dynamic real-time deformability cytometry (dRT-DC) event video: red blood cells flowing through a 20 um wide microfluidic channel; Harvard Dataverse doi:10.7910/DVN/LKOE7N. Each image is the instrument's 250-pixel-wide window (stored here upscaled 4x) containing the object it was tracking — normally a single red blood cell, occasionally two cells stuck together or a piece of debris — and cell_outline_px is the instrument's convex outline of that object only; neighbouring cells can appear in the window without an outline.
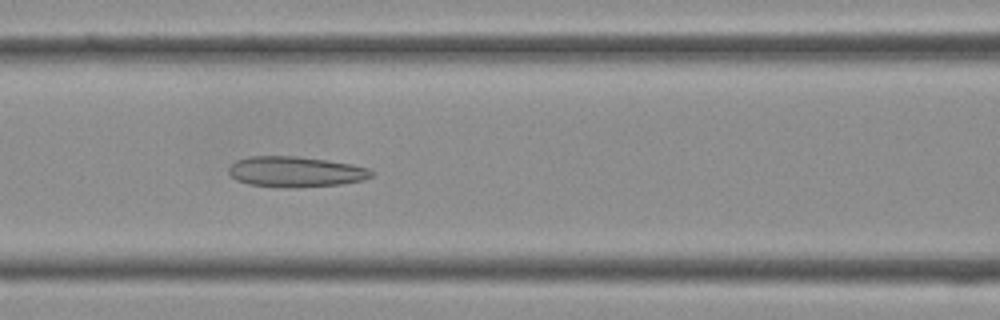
{"species": "Egyptian fruit bat (a non-hibernating species)", "species_latin": "Rousettus aegyptiacus", "temperature_condition": "cold", "stored_images_in_passage": 39, "camera_frame_rate_fps": 3000, "um_per_image_px": 0.085, "frame": {"image": 1, "passage_image": 16, "time_ms": 5.0, "image_size_px": [1000, 320], "cell_outline_px": [[372, 176], [364, 180], [340, 184], [296, 188], [280, 188], [248, 184], [236, 180], [228, 172], [228, 168], [236, 160], [252, 156], [296, 156], [352, 164], [368, 168], [372, 172]], "centroid_in_image_um": [25.1, 14.61], "position_along_channel_um": 141.5, "area_um2": 25.49}}
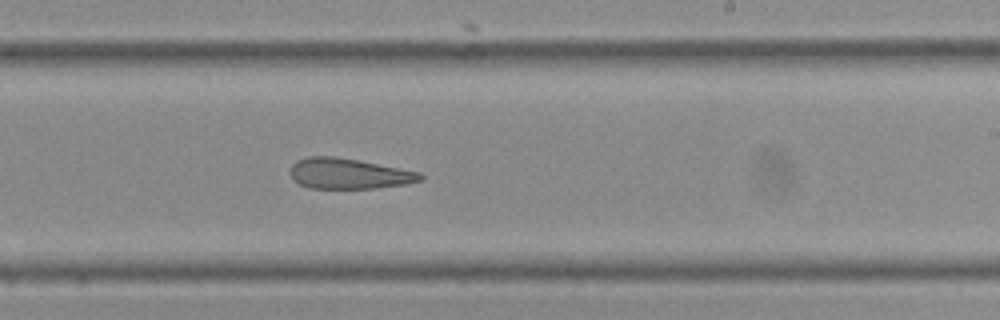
{"frame": {"image": 2, "passage_image": 23, "time_ms": 7.333, "image_size_px": [1000, 320], "cell_outline_px": [[424, 176], [420, 180], [408, 184], [376, 188], [308, 188], [292, 180], [288, 172], [292, 164], [296, 160], [308, 156], [332, 156], [360, 160], [420, 172]], "centroid_in_image_um": [29.6, 14.75], "position_along_channel_um": 259.4, "area_um2": 23.41}}
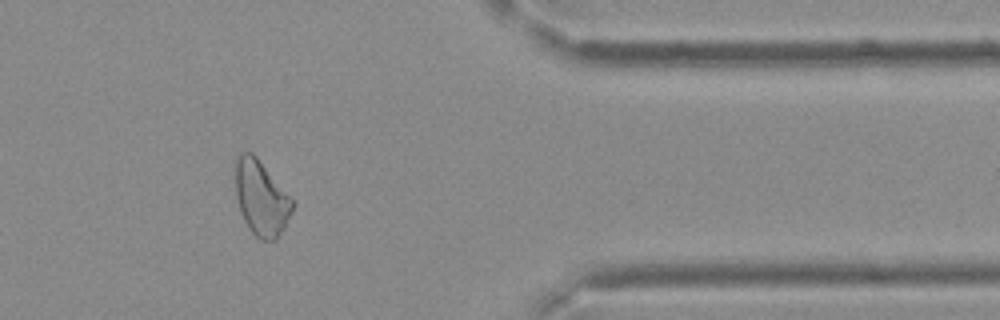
{"frame": {"image": 3, "passage_image": 32, "time_ms": 10.333, "image_size_px": [1000, 320], "cell_outline_px": [[296, 204], [284, 228], [276, 240], [260, 240], [248, 228], [240, 212], [236, 196], [236, 160], [240, 152], [252, 152], [256, 156]], "centroid_in_image_um": [22.2, 16.86], "position_along_channel_um": 389.2, "area_um2": 24.74}}